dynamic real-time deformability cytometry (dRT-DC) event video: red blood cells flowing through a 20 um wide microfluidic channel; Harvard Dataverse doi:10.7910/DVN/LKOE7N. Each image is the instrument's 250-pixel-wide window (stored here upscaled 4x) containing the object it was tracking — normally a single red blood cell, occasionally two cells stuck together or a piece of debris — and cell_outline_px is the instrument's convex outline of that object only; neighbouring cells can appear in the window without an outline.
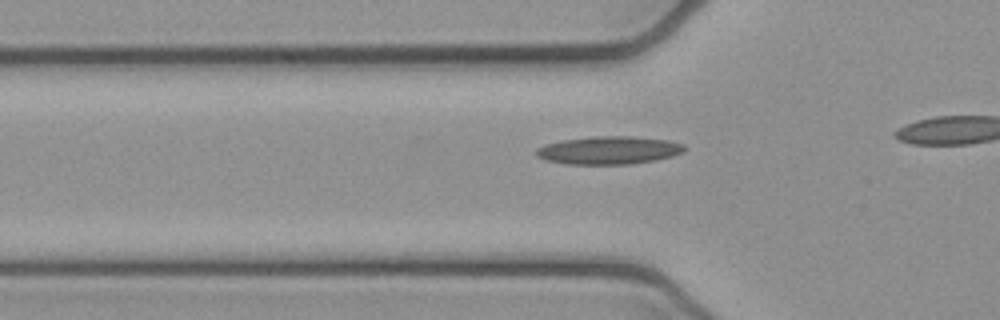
{"species": "common noctule bat (a hibernating species)", "species_latin": "Nyctalus noctula", "temperature_condition": "cold", "stored_images_in_passage": 12, "camera_frame_rate_fps": 3000, "um_per_image_px": 0.085, "animal": {"sex": "female", "body_mass_g": 21.9}, "frame": {"image": 1, "passage_image": 4, "time_ms": 1.0, "image_size_px": [1000, 320], "cell_outline_px": [[684, 152], [672, 156], [656, 160], [628, 164], [564, 164], [548, 160], [536, 156], [536, 148], [544, 144], [564, 140], [596, 136], [632, 136], [668, 140], [684, 144]], "centroid_in_image_um": [51.75, 12.77], "position_along_channel_um": 74.0, "area_um2": 24.1}}
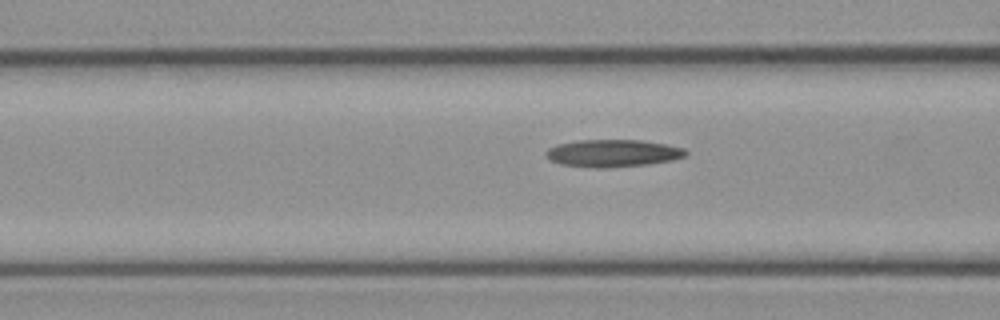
{"frame": {"image": 2, "passage_image": 7, "time_ms": 2.0, "image_size_px": [1000, 320], "cell_outline_px": [[688, 152], [684, 156], [672, 160], [648, 164], [608, 168], [592, 168], [560, 164], [544, 156], [544, 152], [548, 148], [556, 144], [580, 140], [640, 140], [668, 144], [684, 148]], "centroid_in_image_um": [52.06, 13.02], "position_along_channel_um": 114.5, "area_um2": 22.48}}
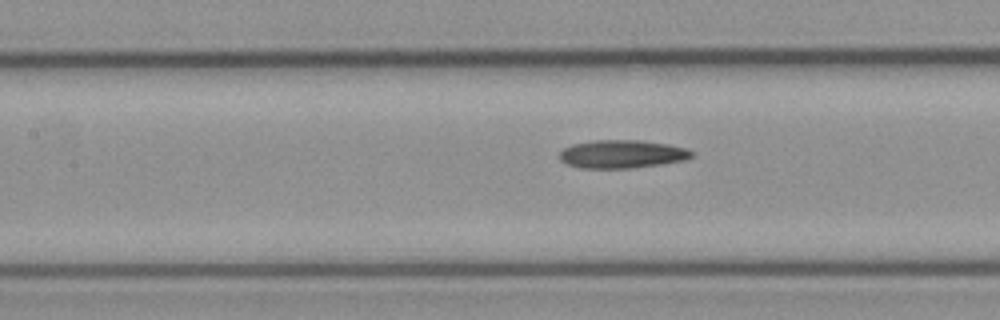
{"frame": {"image": 3, "passage_image": 10, "time_ms": 3.0, "image_size_px": [1000, 320], "cell_outline_px": [[692, 156], [684, 160], [660, 164], [628, 168], [580, 168], [568, 164], [560, 160], [560, 152], [564, 148], [572, 144], [596, 140], [640, 140], [668, 144], [688, 148], [692, 152]], "centroid_in_image_um": [52.86, 13.09], "position_along_channel_um": 154.5, "area_um2": 21.56}}